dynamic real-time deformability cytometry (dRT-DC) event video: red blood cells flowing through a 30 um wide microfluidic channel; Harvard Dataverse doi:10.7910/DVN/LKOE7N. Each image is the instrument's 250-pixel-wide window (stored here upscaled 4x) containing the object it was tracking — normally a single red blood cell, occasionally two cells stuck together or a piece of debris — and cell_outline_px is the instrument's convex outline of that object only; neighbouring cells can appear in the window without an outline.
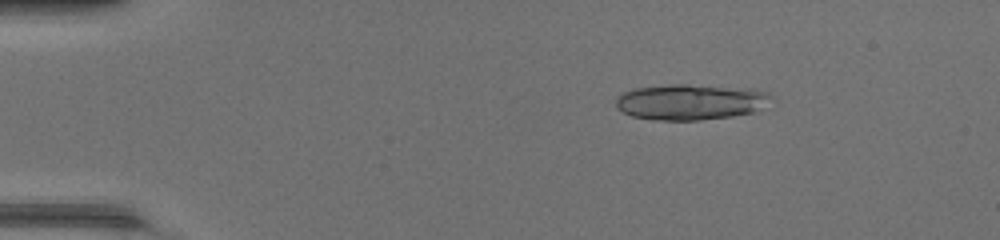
{"species": "common noctule bat (a hibernating species)", "species_latin": "Nyctalus noctula", "temperature_condition": "warm", "stored_images_in_passage": 40, "camera_frame_rate_fps": 3000, "um_per_image_px": 0.085, "animal": {"sex": "female", "body_mass_g": 17.0, "forearm_length_mm": 48.0}, "frame": {"image": 1, "passage_image": 1, "time_ms": 0.0, "image_size_px": [1000, 240], "cell_outline_px": [[772, 96], [752, 112], [732, 116], [700, 120], [652, 120], [632, 116], [616, 108], [616, 96], [620, 92], [636, 88], [668, 84], [688, 84], [752, 88], [768, 92]], "centroid_in_image_um": [58.61, 8.65], "position_along_channel_um": 26.4, "area_um2": 32.37}}
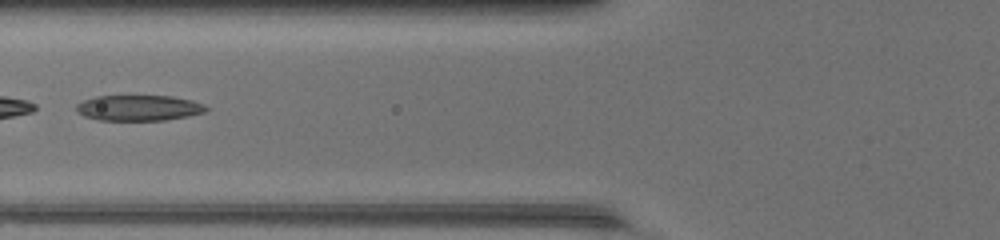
{"frame": {"image": 2, "passage_image": 13, "time_ms": 4.0, "image_size_px": [1000, 240], "cell_outline_px": [[208, 108], [204, 112], [188, 116], [164, 120], [100, 120], [84, 116], [76, 112], [76, 104], [84, 100], [96, 96], [172, 96], [192, 100], [204, 104]], "centroid_in_image_um": [11.78, 9.17], "position_along_channel_um": 114.0, "area_um2": 19.36}}
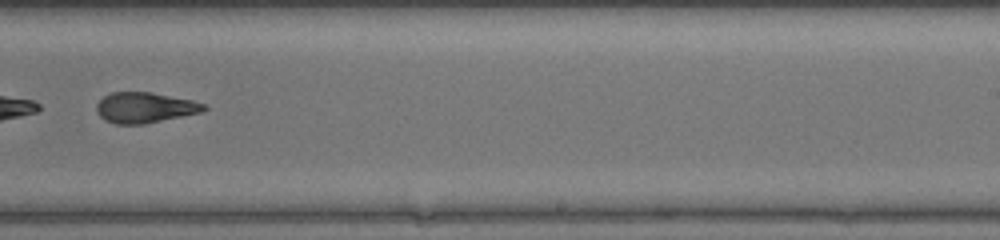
{"frame": {"image": 3, "passage_image": 24, "time_ms": 7.667, "image_size_px": [1000, 240], "cell_outline_px": [[208, 108], [200, 112], [144, 124], [116, 124], [104, 120], [96, 112], [96, 104], [104, 96], [112, 92], [152, 92], [192, 100], [204, 104]], "centroid_in_image_um": [12.27, 9.14], "position_along_channel_um": 276.7, "area_um2": 19.02}, "authors_computed_cell_mechanics": {"area_um2": 19.9988, "velocity_mm_per_s": 4.4386, "shape_relaxation_time_tau1_ms": null, "shape_relaxation_time_tau2_ms": 2.8604, "deformation_change_tau1": null, "deformation_change_tau2": 0.1024}}